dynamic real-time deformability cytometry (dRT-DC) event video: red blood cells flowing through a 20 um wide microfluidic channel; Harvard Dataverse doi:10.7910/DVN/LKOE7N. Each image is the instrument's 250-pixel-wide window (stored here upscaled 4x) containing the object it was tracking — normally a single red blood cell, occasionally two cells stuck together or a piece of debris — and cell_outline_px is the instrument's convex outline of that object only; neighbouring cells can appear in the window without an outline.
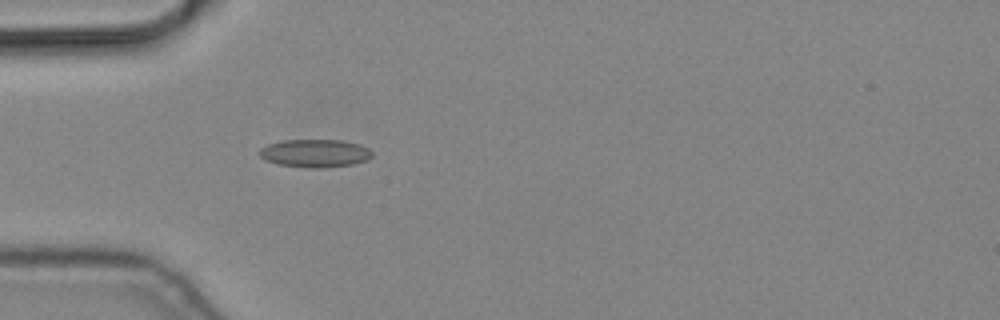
{"species": "common noctule bat (a hibernating species)", "species_latin": "Nyctalus noctula", "temperature_condition": "cold", "stored_images_in_passage": 6, "camera_frame_rate_fps": 3000, "um_per_image_px": 0.085, "animal": {"sex": "male", "body_mass_g": 19.2, "forearm_length_mm": 51.8}, "frame": {"image": 1, "passage_image": 6, "time_ms": 1.667, "image_size_px": [1000, 320], "cell_outline_px": [[372, 156], [368, 160], [352, 164], [324, 168], [312, 168], [276, 164], [264, 160], [260, 156], [260, 148], [268, 144], [284, 140], [340, 140], [360, 144], [368, 148], [372, 152]], "centroid_in_image_um": [26.78, 13.03], "position_along_channel_um": 58.2, "area_um2": 18.44}}